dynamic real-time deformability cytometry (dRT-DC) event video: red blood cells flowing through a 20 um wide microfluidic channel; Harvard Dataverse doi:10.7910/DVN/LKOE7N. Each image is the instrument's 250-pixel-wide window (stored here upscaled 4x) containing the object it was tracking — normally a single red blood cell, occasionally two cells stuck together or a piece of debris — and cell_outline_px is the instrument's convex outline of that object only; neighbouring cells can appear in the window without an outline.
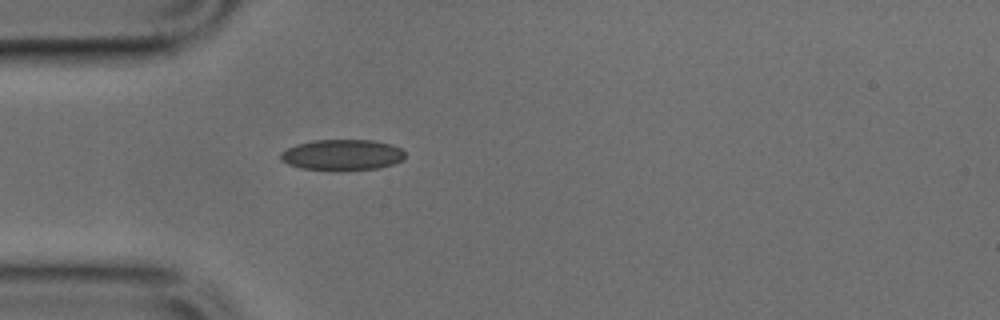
{"species": "common noctule bat (a hibernating species)", "species_latin": "Nyctalus noctula", "temperature_condition": "cold", "stored_images_in_passage": 16, "camera_frame_rate_fps": 3000, "um_per_image_px": 0.085, "animal": {"sex": "male", "body_mass_g": 17.9, "forearm_length_mm": 54.2}, "frame": {"image": 1, "passage_image": 1, "time_ms": 0.0, "image_size_px": [1000, 320], "cell_outline_px": [[404, 160], [392, 164], [376, 168], [336, 172], [300, 168], [288, 164], [280, 160], [280, 152], [296, 144], [312, 140], [372, 140], [392, 144], [400, 148], [404, 152]], "centroid_in_image_um": [29.05, 13.18], "position_along_channel_um": 55.9, "area_um2": 22.83}}
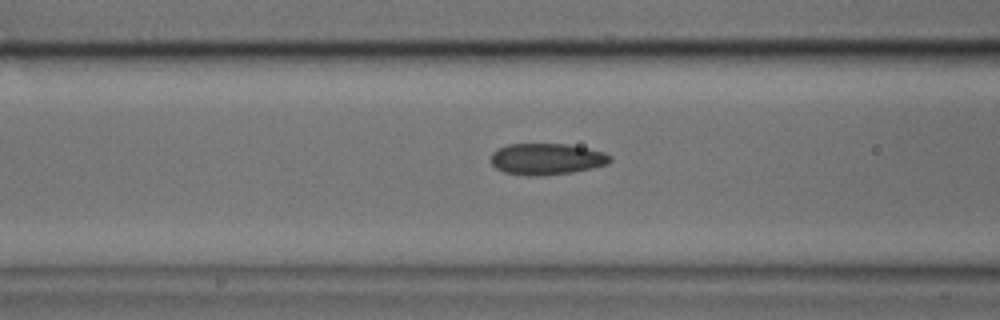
{"frame": {"image": 2, "passage_image": 6, "time_ms": 1.667, "image_size_px": [1000, 320], "cell_outline_px": [[612, 160], [608, 164], [592, 168], [572, 172], [540, 176], [528, 176], [504, 172], [496, 168], [492, 164], [492, 152], [508, 144], [568, 144], [604, 152], [612, 156]], "centroid_in_image_um": [46.49, 13.52], "position_along_channel_um": 120.1, "area_um2": 21.79}}
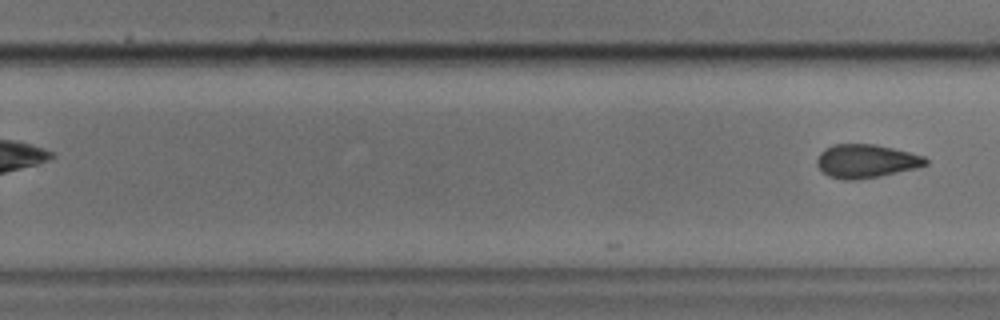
{"frame": {"image": 3, "passage_image": 16, "time_ms": 5.0, "image_size_px": [1000, 320], "cell_outline_px": [[928, 164], [916, 168], [880, 176], [860, 180], [844, 180], [828, 176], [816, 164], [816, 160], [820, 152], [824, 148], [832, 144], [876, 144], [924, 156], [928, 160]], "centroid_in_image_um": [73.59, 13.69], "position_along_channel_um": 256.2, "area_um2": 21.33}}